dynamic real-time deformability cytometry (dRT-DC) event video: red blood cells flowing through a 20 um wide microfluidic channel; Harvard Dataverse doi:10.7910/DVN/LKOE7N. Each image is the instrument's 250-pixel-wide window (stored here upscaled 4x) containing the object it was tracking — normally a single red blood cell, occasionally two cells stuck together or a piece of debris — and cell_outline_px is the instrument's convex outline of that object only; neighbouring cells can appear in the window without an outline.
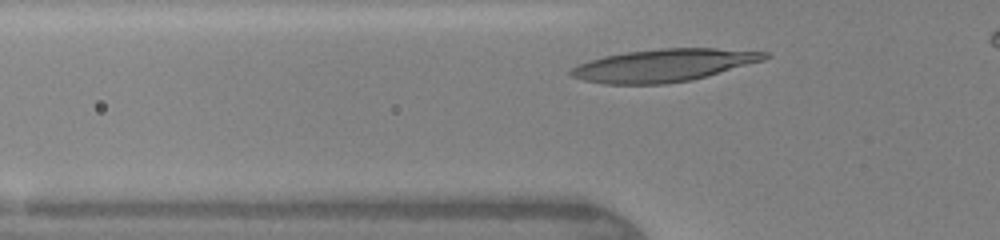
{"species": "human", "species_latin": "Homo sapiens", "temperature_condition": "warm", "stored_images_in_passage": 27, "camera_frame_rate_fps": 3000, "um_per_image_px": 0.085, "donor": {"sex": "female"}, "frame": {"image": 1, "passage_image": 4, "time_ms": 1.0, "image_size_px": [1000, 240], "cell_outline_px": [[772, 56], [764, 60], [692, 80], [664, 84], [604, 84], [584, 80], [572, 76], [568, 72], [576, 64], [604, 56], [628, 52], [660, 48], [716, 48], [768, 52]], "centroid_in_image_um": [56.41, 5.55], "position_along_channel_um": 69.4, "area_um2": 36.76}}
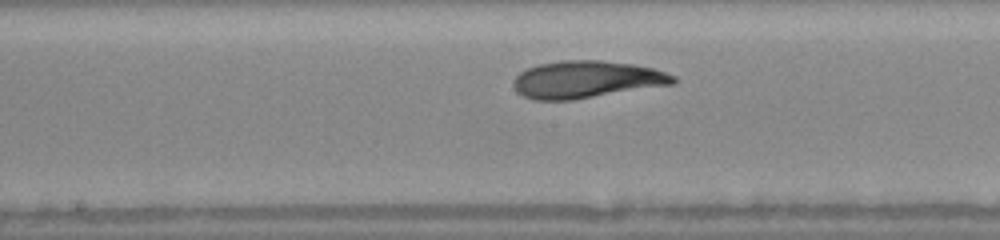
{"frame": {"image": 2, "passage_image": 13, "time_ms": 4.0, "image_size_px": [1000, 240], "cell_outline_px": [[676, 84], [572, 100], [536, 100], [524, 96], [516, 92], [512, 84], [512, 80], [520, 72], [528, 68], [540, 64], [560, 60], [600, 60], [632, 64], [652, 68], [676, 76]], "centroid_in_image_um": [49.84, 6.76], "position_along_channel_um": 198.4, "area_um2": 34.8}}
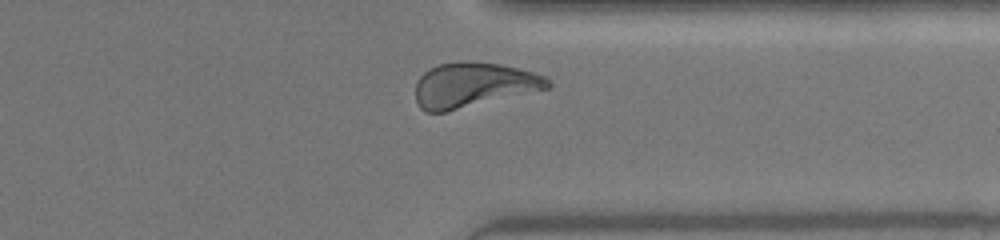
{"frame": {"image": 3, "passage_image": 25, "time_ms": 8.0, "image_size_px": [1000, 240], "cell_outline_px": [[552, 84], [548, 88], [444, 112], [424, 112], [420, 108], [416, 100], [416, 84], [420, 76], [428, 68], [436, 64], [460, 60], [464, 60], [500, 64], [532, 72], [544, 76]], "centroid_in_image_um": [40.18, 7.2], "position_along_channel_um": 371.2, "area_um2": 34.33}, "authors_computed_cell_mechanics": {"area_um2": 33.9286, "velocity_mm_per_s": 4.3301, "shape_relaxation_time_tau1_ms": 3.1665, "shape_relaxation_time_tau2_ms": 1.6939, "deformation_change_tau1": 0.1601, "deformation_change_tau2": 0.0723}}